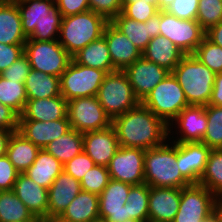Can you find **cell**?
<instances>
[{
  "label": "cell",
  "mask_w": 222,
  "mask_h": 222,
  "mask_svg": "<svg viewBox=\"0 0 222 222\" xmlns=\"http://www.w3.org/2000/svg\"><path fill=\"white\" fill-rule=\"evenodd\" d=\"M43 222H67V221H64L60 217H50V218H44Z\"/></svg>",
  "instance_id": "obj_57"
},
{
  "label": "cell",
  "mask_w": 222,
  "mask_h": 222,
  "mask_svg": "<svg viewBox=\"0 0 222 222\" xmlns=\"http://www.w3.org/2000/svg\"><path fill=\"white\" fill-rule=\"evenodd\" d=\"M96 222H107V221L102 220V219H99V220H97Z\"/></svg>",
  "instance_id": "obj_59"
},
{
  "label": "cell",
  "mask_w": 222,
  "mask_h": 222,
  "mask_svg": "<svg viewBox=\"0 0 222 222\" xmlns=\"http://www.w3.org/2000/svg\"><path fill=\"white\" fill-rule=\"evenodd\" d=\"M198 184L206 187L213 195H222V148L212 149Z\"/></svg>",
  "instance_id": "obj_35"
},
{
  "label": "cell",
  "mask_w": 222,
  "mask_h": 222,
  "mask_svg": "<svg viewBox=\"0 0 222 222\" xmlns=\"http://www.w3.org/2000/svg\"><path fill=\"white\" fill-rule=\"evenodd\" d=\"M108 22L105 17L91 10L62 17L58 41L73 56L101 38Z\"/></svg>",
  "instance_id": "obj_5"
},
{
  "label": "cell",
  "mask_w": 222,
  "mask_h": 222,
  "mask_svg": "<svg viewBox=\"0 0 222 222\" xmlns=\"http://www.w3.org/2000/svg\"><path fill=\"white\" fill-rule=\"evenodd\" d=\"M30 70L29 59L23 54L11 66L1 72L0 75L7 80L25 81Z\"/></svg>",
  "instance_id": "obj_46"
},
{
  "label": "cell",
  "mask_w": 222,
  "mask_h": 222,
  "mask_svg": "<svg viewBox=\"0 0 222 222\" xmlns=\"http://www.w3.org/2000/svg\"><path fill=\"white\" fill-rule=\"evenodd\" d=\"M211 150L202 142H177V165L191 184H198Z\"/></svg>",
  "instance_id": "obj_17"
},
{
  "label": "cell",
  "mask_w": 222,
  "mask_h": 222,
  "mask_svg": "<svg viewBox=\"0 0 222 222\" xmlns=\"http://www.w3.org/2000/svg\"><path fill=\"white\" fill-rule=\"evenodd\" d=\"M39 151V147L16 131L9 139L6 156L19 173H24L33 164Z\"/></svg>",
  "instance_id": "obj_31"
},
{
  "label": "cell",
  "mask_w": 222,
  "mask_h": 222,
  "mask_svg": "<svg viewBox=\"0 0 222 222\" xmlns=\"http://www.w3.org/2000/svg\"><path fill=\"white\" fill-rule=\"evenodd\" d=\"M96 97L111 120L141 103L133 92L127 74L120 70L105 76Z\"/></svg>",
  "instance_id": "obj_6"
},
{
  "label": "cell",
  "mask_w": 222,
  "mask_h": 222,
  "mask_svg": "<svg viewBox=\"0 0 222 222\" xmlns=\"http://www.w3.org/2000/svg\"><path fill=\"white\" fill-rule=\"evenodd\" d=\"M119 147L117 135L112 125L102 130L83 133V151L96 165L107 167Z\"/></svg>",
  "instance_id": "obj_18"
},
{
  "label": "cell",
  "mask_w": 222,
  "mask_h": 222,
  "mask_svg": "<svg viewBox=\"0 0 222 222\" xmlns=\"http://www.w3.org/2000/svg\"><path fill=\"white\" fill-rule=\"evenodd\" d=\"M21 15L23 33L27 39L52 41L59 38L62 21L55 1L15 0Z\"/></svg>",
  "instance_id": "obj_2"
},
{
  "label": "cell",
  "mask_w": 222,
  "mask_h": 222,
  "mask_svg": "<svg viewBox=\"0 0 222 222\" xmlns=\"http://www.w3.org/2000/svg\"><path fill=\"white\" fill-rule=\"evenodd\" d=\"M72 60L83 66L104 70L107 73L117 71L112 64L108 45L103 36L78 51L72 56Z\"/></svg>",
  "instance_id": "obj_29"
},
{
  "label": "cell",
  "mask_w": 222,
  "mask_h": 222,
  "mask_svg": "<svg viewBox=\"0 0 222 222\" xmlns=\"http://www.w3.org/2000/svg\"><path fill=\"white\" fill-rule=\"evenodd\" d=\"M145 150L120 146L107 166L110 178L130 185L145 183Z\"/></svg>",
  "instance_id": "obj_13"
},
{
  "label": "cell",
  "mask_w": 222,
  "mask_h": 222,
  "mask_svg": "<svg viewBox=\"0 0 222 222\" xmlns=\"http://www.w3.org/2000/svg\"><path fill=\"white\" fill-rule=\"evenodd\" d=\"M63 171V164L45 149H40L33 164L24 172L40 186L49 189Z\"/></svg>",
  "instance_id": "obj_30"
},
{
  "label": "cell",
  "mask_w": 222,
  "mask_h": 222,
  "mask_svg": "<svg viewBox=\"0 0 222 222\" xmlns=\"http://www.w3.org/2000/svg\"><path fill=\"white\" fill-rule=\"evenodd\" d=\"M26 41L15 0H0V43L25 44Z\"/></svg>",
  "instance_id": "obj_26"
},
{
  "label": "cell",
  "mask_w": 222,
  "mask_h": 222,
  "mask_svg": "<svg viewBox=\"0 0 222 222\" xmlns=\"http://www.w3.org/2000/svg\"><path fill=\"white\" fill-rule=\"evenodd\" d=\"M95 165L94 161L83 151L66 162L63 165V170L76 180L81 181L83 176L88 173L89 169L93 168Z\"/></svg>",
  "instance_id": "obj_42"
},
{
  "label": "cell",
  "mask_w": 222,
  "mask_h": 222,
  "mask_svg": "<svg viewBox=\"0 0 222 222\" xmlns=\"http://www.w3.org/2000/svg\"><path fill=\"white\" fill-rule=\"evenodd\" d=\"M67 116L71 128L81 133L102 130L112 123L96 96L68 101Z\"/></svg>",
  "instance_id": "obj_12"
},
{
  "label": "cell",
  "mask_w": 222,
  "mask_h": 222,
  "mask_svg": "<svg viewBox=\"0 0 222 222\" xmlns=\"http://www.w3.org/2000/svg\"><path fill=\"white\" fill-rule=\"evenodd\" d=\"M13 191L37 219L47 218L48 189L34 182L25 173H19Z\"/></svg>",
  "instance_id": "obj_24"
},
{
  "label": "cell",
  "mask_w": 222,
  "mask_h": 222,
  "mask_svg": "<svg viewBox=\"0 0 222 222\" xmlns=\"http://www.w3.org/2000/svg\"><path fill=\"white\" fill-rule=\"evenodd\" d=\"M68 116L54 121L19 120L18 132L40 149L70 131Z\"/></svg>",
  "instance_id": "obj_20"
},
{
  "label": "cell",
  "mask_w": 222,
  "mask_h": 222,
  "mask_svg": "<svg viewBox=\"0 0 222 222\" xmlns=\"http://www.w3.org/2000/svg\"><path fill=\"white\" fill-rule=\"evenodd\" d=\"M172 73L182 87L189 105L209 104L216 74L194 54L184 55Z\"/></svg>",
  "instance_id": "obj_4"
},
{
  "label": "cell",
  "mask_w": 222,
  "mask_h": 222,
  "mask_svg": "<svg viewBox=\"0 0 222 222\" xmlns=\"http://www.w3.org/2000/svg\"><path fill=\"white\" fill-rule=\"evenodd\" d=\"M13 132L16 131L0 129V157L6 155L8 142Z\"/></svg>",
  "instance_id": "obj_53"
},
{
  "label": "cell",
  "mask_w": 222,
  "mask_h": 222,
  "mask_svg": "<svg viewBox=\"0 0 222 222\" xmlns=\"http://www.w3.org/2000/svg\"><path fill=\"white\" fill-rule=\"evenodd\" d=\"M107 74L104 70L86 67L71 60L60 76L61 95L67 101L96 96Z\"/></svg>",
  "instance_id": "obj_9"
},
{
  "label": "cell",
  "mask_w": 222,
  "mask_h": 222,
  "mask_svg": "<svg viewBox=\"0 0 222 222\" xmlns=\"http://www.w3.org/2000/svg\"><path fill=\"white\" fill-rule=\"evenodd\" d=\"M68 101L62 96L28 99L19 120L54 121L67 117Z\"/></svg>",
  "instance_id": "obj_25"
},
{
  "label": "cell",
  "mask_w": 222,
  "mask_h": 222,
  "mask_svg": "<svg viewBox=\"0 0 222 222\" xmlns=\"http://www.w3.org/2000/svg\"><path fill=\"white\" fill-rule=\"evenodd\" d=\"M132 185L110 179L99 195V217L107 222L128 219L127 197Z\"/></svg>",
  "instance_id": "obj_15"
},
{
  "label": "cell",
  "mask_w": 222,
  "mask_h": 222,
  "mask_svg": "<svg viewBox=\"0 0 222 222\" xmlns=\"http://www.w3.org/2000/svg\"><path fill=\"white\" fill-rule=\"evenodd\" d=\"M24 54V44L0 43V73Z\"/></svg>",
  "instance_id": "obj_47"
},
{
  "label": "cell",
  "mask_w": 222,
  "mask_h": 222,
  "mask_svg": "<svg viewBox=\"0 0 222 222\" xmlns=\"http://www.w3.org/2000/svg\"><path fill=\"white\" fill-rule=\"evenodd\" d=\"M37 218L13 190L0 191V222H35Z\"/></svg>",
  "instance_id": "obj_34"
},
{
  "label": "cell",
  "mask_w": 222,
  "mask_h": 222,
  "mask_svg": "<svg viewBox=\"0 0 222 222\" xmlns=\"http://www.w3.org/2000/svg\"><path fill=\"white\" fill-rule=\"evenodd\" d=\"M67 222H96L99 217V195L80 191L59 216Z\"/></svg>",
  "instance_id": "obj_28"
},
{
  "label": "cell",
  "mask_w": 222,
  "mask_h": 222,
  "mask_svg": "<svg viewBox=\"0 0 222 222\" xmlns=\"http://www.w3.org/2000/svg\"><path fill=\"white\" fill-rule=\"evenodd\" d=\"M122 3L154 4L158 8V0H122Z\"/></svg>",
  "instance_id": "obj_55"
},
{
  "label": "cell",
  "mask_w": 222,
  "mask_h": 222,
  "mask_svg": "<svg viewBox=\"0 0 222 222\" xmlns=\"http://www.w3.org/2000/svg\"><path fill=\"white\" fill-rule=\"evenodd\" d=\"M174 0H158V9L165 10L169 7Z\"/></svg>",
  "instance_id": "obj_56"
},
{
  "label": "cell",
  "mask_w": 222,
  "mask_h": 222,
  "mask_svg": "<svg viewBox=\"0 0 222 222\" xmlns=\"http://www.w3.org/2000/svg\"><path fill=\"white\" fill-rule=\"evenodd\" d=\"M158 12L159 9L154 4L122 3V13L138 22H146Z\"/></svg>",
  "instance_id": "obj_43"
},
{
  "label": "cell",
  "mask_w": 222,
  "mask_h": 222,
  "mask_svg": "<svg viewBox=\"0 0 222 222\" xmlns=\"http://www.w3.org/2000/svg\"><path fill=\"white\" fill-rule=\"evenodd\" d=\"M62 17L84 13L90 10L89 0H55Z\"/></svg>",
  "instance_id": "obj_49"
},
{
  "label": "cell",
  "mask_w": 222,
  "mask_h": 222,
  "mask_svg": "<svg viewBox=\"0 0 222 222\" xmlns=\"http://www.w3.org/2000/svg\"><path fill=\"white\" fill-rule=\"evenodd\" d=\"M24 54L29 59L31 69L60 77L67 69L72 56L57 40L36 41L27 39Z\"/></svg>",
  "instance_id": "obj_8"
},
{
  "label": "cell",
  "mask_w": 222,
  "mask_h": 222,
  "mask_svg": "<svg viewBox=\"0 0 222 222\" xmlns=\"http://www.w3.org/2000/svg\"><path fill=\"white\" fill-rule=\"evenodd\" d=\"M19 116L11 107L0 103V129L18 131Z\"/></svg>",
  "instance_id": "obj_50"
},
{
  "label": "cell",
  "mask_w": 222,
  "mask_h": 222,
  "mask_svg": "<svg viewBox=\"0 0 222 222\" xmlns=\"http://www.w3.org/2000/svg\"><path fill=\"white\" fill-rule=\"evenodd\" d=\"M194 55L215 74L222 73V47L206 37L198 45Z\"/></svg>",
  "instance_id": "obj_39"
},
{
  "label": "cell",
  "mask_w": 222,
  "mask_h": 222,
  "mask_svg": "<svg viewBox=\"0 0 222 222\" xmlns=\"http://www.w3.org/2000/svg\"><path fill=\"white\" fill-rule=\"evenodd\" d=\"M160 33L172 41L185 55L194 54L205 37V31L196 20L179 19L160 10Z\"/></svg>",
  "instance_id": "obj_11"
},
{
  "label": "cell",
  "mask_w": 222,
  "mask_h": 222,
  "mask_svg": "<svg viewBox=\"0 0 222 222\" xmlns=\"http://www.w3.org/2000/svg\"><path fill=\"white\" fill-rule=\"evenodd\" d=\"M173 121L169 124V135L171 136V129L173 130V126L175 125L178 129V133L176 132L177 137L179 133L180 137L172 136L173 140L176 138L172 142H201L207 130L205 106L189 105Z\"/></svg>",
  "instance_id": "obj_16"
},
{
  "label": "cell",
  "mask_w": 222,
  "mask_h": 222,
  "mask_svg": "<svg viewBox=\"0 0 222 222\" xmlns=\"http://www.w3.org/2000/svg\"><path fill=\"white\" fill-rule=\"evenodd\" d=\"M199 0H174L165 9L171 15L184 20H196Z\"/></svg>",
  "instance_id": "obj_44"
},
{
  "label": "cell",
  "mask_w": 222,
  "mask_h": 222,
  "mask_svg": "<svg viewBox=\"0 0 222 222\" xmlns=\"http://www.w3.org/2000/svg\"><path fill=\"white\" fill-rule=\"evenodd\" d=\"M108 168L103 165H95L89 169L80 181L81 190L100 195L110 181Z\"/></svg>",
  "instance_id": "obj_41"
},
{
  "label": "cell",
  "mask_w": 222,
  "mask_h": 222,
  "mask_svg": "<svg viewBox=\"0 0 222 222\" xmlns=\"http://www.w3.org/2000/svg\"><path fill=\"white\" fill-rule=\"evenodd\" d=\"M185 54L168 38L158 35L150 40L142 56L172 72Z\"/></svg>",
  "instance_id": "obj_27"
},
{
  "label": "cell",
  "mask_w": 222,
  "mask_h": 222,
  "mask_svg": "<svg viewBox=\"0 0 222 222\" xmlns=\"http://www.w3.org/2000/svg\"><path fill=\"white\" fill-rule=\"evenodd\" d=\"M124 72L140 102L170 73L166 68L145 59L143 56L128 66Z\"/></svg>",
  "instance_id": "obj_14"
},
{
  "label": "cell",
  "mask_w": 222,
  "mask_h": 222,
  "mask_svg": "<svg viewBox=\"0 0 222 222\" xmlns=\"http://www.w3.org/2000/svg\"><path fill=\"white\" fill-rule=\"evenodd\" d=\"M24 81L7 80L0 75V103L11 107L19 115L27 102Z\"/></svg>",
  "instance_id": "obj_36"
},
{
  "label": "cell",
  "mask_w": 222,
  "mask_h": 222,
  "mask_svg": "<svg viewBox=\"0 0 222 222\" xmlns=\"http://www.w3.org/2000/svg\"><path fill=\"white\" fill-rule=\"evenodd\" d=\"M111 125L122 147L147 150L171 140L169 126L141 103L114 118Z\"/></svg>",
  "instance_id": "obj_1"
},
{
  "label": "cell",
  "mask_w": 222,
  "mask_h": 222,
  "mask_svg": "<svg viewBox=\"0 0 222 222\" xmlns=\"http://www.w3.org/2000/svg\"><path fill=\"white\" fill-rule=\"evenodd\" d=\"M209 105L222 106V73L215 75V81Z\"/></svg>",
  "instance_id": "obj_51"
},
{
  "label": "cell",
  "mask_w": 222,
  "mask_h": 222,
  "mask_svg": "<svg viewBox=\"0 0 222 222\" xmlns=\"http://www.w3.org/2000/svg\"><path fill=\"white\" fill-rule=\"evenodd\" d=\"M44 149L64 165L83 152V133L71 129L50 142Z\"/></svg>",
  "instance_id": "obj_33"
},
{
  "label": "cell",
  "mask_w": 222,
  "mask_h": 222,
  "mask_svg": "<svg viewBox=\"0 0 222 222\" xmlns=\"http://www.w3.org/2000/svg\"><path fill=\"white\" fill-rule=\"evenodd\" d=\"M180 199L181 188L149 187L148 222H173Z\"/></svg>",
  "instance_id": "obj_19"
},
{
  "label": "cell",
  "mask_w": 222,
  "mask_h": 222,
  "mask_svg": "<svg viewBox=\"0 0 222 222\" xmlns=\"http://www.w3.org/2000/svg\"><path fill=\"white\" fill-rule=\"evenodd\" d=\"M126 201L128 219L148 222L149 186L146 183L132 185Z\"/></svg>",
  "instance_id": "obj_37"
},
{
  "label": "cell",
  "mask_w": 222,
  "mask_h": 222,
  "mask_svg": "<svg viewBox=\"0 0 222 222\" xmlns=\"http://www.w3.org/2000/svg\"><path fill=\"white\" fill-rule=\"evenodd\" d=\"M205 37L212 43L222 47V21L205 32Z\"/></svg>",
  "instance_id": "obj_52"
},
{
  "label": "cell",
  "mask_w": 222,
  "mask_h": 222,
  "mask_svg": "<svg viewBox=\"0 0 222 222\" xmlns=\"http://www.w3.org/2000/svg\"><path fill=\"white\" fill-rule=\"evenodd\" d=\"M35 222H43L42 219H37Z\"/></svg>",
  "instance_id": "obj_60"
},
{
  "label": "cell",
  "mask_w": 222,
  "mask_h": 222,
  "mask_svg": "<svg viewBox=\"0 0 222 222\" xmlns=\"http://www.w3.org/2000/svg\"><path fill=\"white\" fill-rule=\"evenodd\" d=\"M213 215L216 222H222V195L215 197Z\"/></svg>",
  "instance_id": "obj_54"
},
{
  "label": "cell",
  "mask_w": 222,
  "mask_h": 222,
  "mask_svg": "<svg viewBox=\"0 0 222 222\" xmlns=\"http://www.w3.org/2000/svg\"><path fill=\"white\" fill-rule=\"evenodd\" d=\"M141 104L168 126L185 107L189 106L184 91L172 72L147 94Z\"/></svg>",
  "instance_id": "obj_7"
},
{
  "label": "cell",
  "mask_w": 222,
  "mask_h": 222,
  "mask_svg": "<svg viewBox=\"0 0 222 222\" xmlns=\"http://www.w3.org/2000/svg\"><path fill=\"white\" fill-rule=\"evenodd\" d=\"M89 7L91 11L111 21L122 12V0H89Z\"/></svg>",
  "instance_id": "obj_45"
},
{
  "label": "cell",
  "mask_w": 222,
  "mask_h": 222,
  "mask_svg": "<svg viewBox=\"0 0 222 222\" xmlns=\"http://www.w3.org/2000/svg\"><path fill=\"white\" fill-rule=\"evenodd\" d=\"M207 130L202 143L211 149L222 148V106H205Z\"/></svg>",
  "instance_id": "obj_38"
},
{
  "label": "cell",
  "mask_w": 222,
  "mask_h": 222,
  "mask_svg": "<svg viewBox=\"0 0 222 222\" xmlns=\"http://www.w3.org/2000/svg\"><path fill=\"white\" fill-rule=\"evenodd\" d=\"M119 31L143 52L150 40L160 33V10L146 22H138L120 12L110 21Z\"/></svg>",
  "instance_id": "obj_21"
},
{
  "label": "cell",
  "mask_w": 222,
  "mask_h": 222,
  "mask_svg": "<svg viewBox=\"0 0 222 222\" xmlns=\"http://www.w3.org/2000/svg\"><path fill=\"white\" fill-rule=\"evenodd\" d=\"M196 21L206 32L222 21V0H199Z\"/></svg>",
  "instance_id": "obj_40"
},
{
  "label": "cell",
  "mask_w": 222,
  "mask_h": 222,
  "mask_svg": "<svg viewBox=\"0 0 222 222\" xmlns=\"http://www.w3.org/2000/svg\"><path fill=\"white\" fill-rule=\"evenodd\" d=\"M80 191V181L63 170L48 189L47 218L59 217Z\"/></svg>",
  "instance_id": "obj_23"
},
{
  "label": "cell",
  "mask_w": 222,
  "mask_h": 222,
  "mask_svg": "<svg viewBox=\"0 0 222 222\" xmlns=\"http://www.w3.org/2000/svg\"><path fill=\"white\" fill-rule=\"evenodd\" d=\"M27 99L51 98L61 95L60 77L31 69L24 81Z\"/></svg>",
  "instance_id": "obj_32"
},
{
  "label": "cell",
  "mask_w": 222,
  "mask_h": 222,
  "mask_svg": "<svg viewBox=\"0 0 222 222\" xmlns=\"http://www.w3.org/2000/svg\"><path fill=\"white\" fill-rule=\"evenodd\" d=\"M19 172L8 157H0V191L13 190Z\"/></svg>",
  "instance_id": "obj_48"
},
{
  "label": "cell",
  "mask_w": 222,
  "mask_h": 222,
  "mask_svg": "<svg viewBox=\"0 0 222 222\" xmlns=\"http://www.w3.org/2000/svg\"><path fill=\"white\" fill-rule=\"evenodd\" d=\"M215 196L200 184L181 188L180 206L173 222H216Z\"/></svg>",
  "instance_id": "obj_10"
},
{
  "label": "cell",
  "mask_w": 222,
  "mask_h": 222,
  "mask_svg": "<svg viewBox=\"0 0 222 222\" xmlns=\"http://www.w3.org/2000/svg\"><path fill=\"white\" fill-rule=\"evenodd\" d=\"M120 222H140L139 220L127 219Z\"/></svg>",
  "instance_id": "obj_58"
},
{
  "label": "cell",
  "mask_w": 222,
  "mask_h": 222,
  "mask_svg": "<svg viewBox=\"0 0 222 222\" xmlns=\"http://www.w3.org/2000/svg\"><path fill=\"white\" fill-rule=\"evenodd\" d=\"M103 37L116 70L124 71L142 56V52L110 21L104 29Z\"/></svg>",
  "instance_id": "obj_22"
},
{
  "label": "cell",
  "mask_w": 222,
  "mask_h": 222,
  "mask_svg": "<svg viewBox=\"0 0 222 222\" xmlns=\"http://www.w3.org/2000/svg\"><path fill=\"white\" fill-rule=\"evenodd\" d=\"M168 141L145 150L144 178L149 187L183 188L191 185L177 165V142Z\"/></svg>",
  "instance_id": "obj_3"
}]
</instances>
